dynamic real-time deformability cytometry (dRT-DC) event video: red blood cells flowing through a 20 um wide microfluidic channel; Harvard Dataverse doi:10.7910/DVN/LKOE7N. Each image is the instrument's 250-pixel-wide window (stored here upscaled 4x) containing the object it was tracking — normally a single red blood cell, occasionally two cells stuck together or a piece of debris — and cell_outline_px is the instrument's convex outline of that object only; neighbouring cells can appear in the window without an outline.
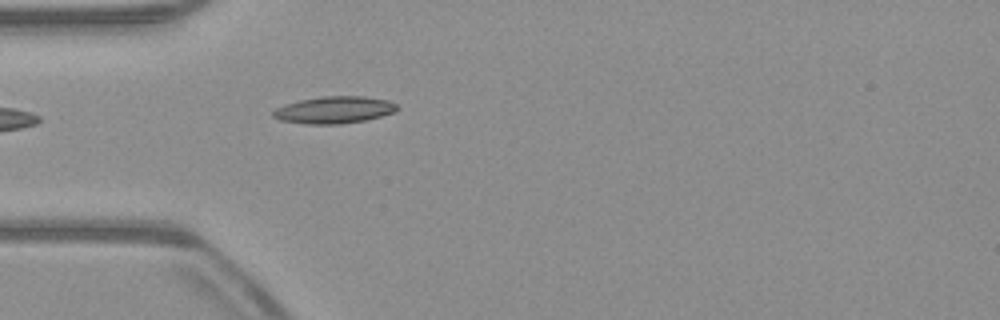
{"species": "common noctule bat (a hibernating species)", "species_latin": "Nyctalus noctula", "temperature_condition": "warm", "stored_images_in_passage": 33, "camera_frame_rate_fps": 3000, "um_per_image_px": 0.085, "animal": {"sex": "male", "body_mass_g": 23.1, "forearm_length_mm": 52.7}, "frame": {"image": 1, "passage_image": 1, "time_ms": 0.0, "image_size_px": [1000, 320], "cell_outline_px": [[400, 108], [396, 112], [364, 120], [340, 124], [304, 124], [280, 120], [272, 116], [272, 112], [276, 108], [284, 104], [300, 100], [320, 96], [364, 96], [388, 100], [396, 104]], "centroid_in_image_um": [28.4, 9.34], "position_along_channel_um": 56.6, "area_um2": 19.65}}
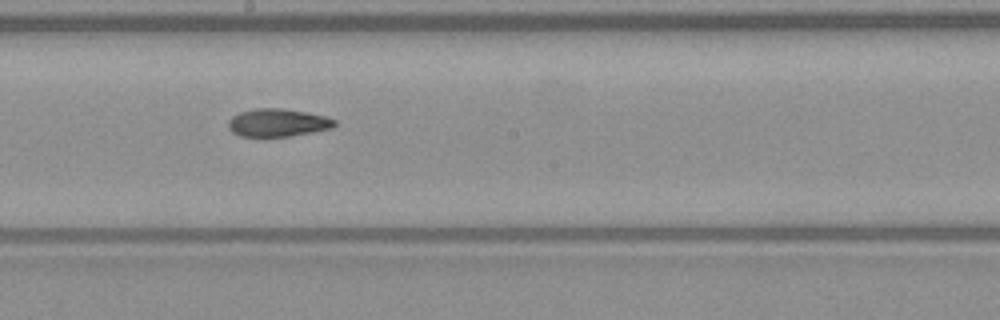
{"frame": {"image": 2, "passage_image": 14, "time_ms": 4.333, "image_size_px": [1000, 320], "cell_outline_px": [[336, 124], [332, 128], [312, 132], [288, 136], [240, 136], [232, 132], [228, 128], [228, 120], [232, 116], [240, 112], [256, 108], [280, 108], [304, 112], [324, 116], [336, 120]], "centroid_in_image_um": [23.57, 10.43], "position_along_channel_um": 224.6, "area_um2": 17.11}}
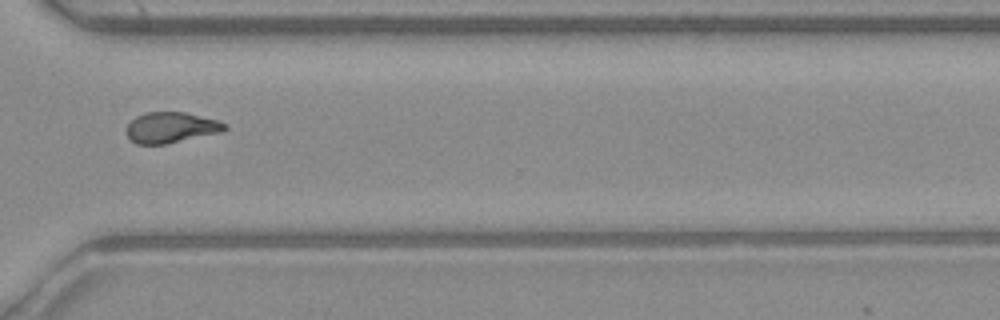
{"frame": {"image": 3, "passage_image": 24, "time_ms": 7.667, "image_size_px": [1000, 320], "cell_outline_px": [[228, 128], [220, 132], [168, 144], [136, 144], [128, 136], [128, 124], [136, 116], [144, 112], [184, 112], [216, 120], [228, 124]], "centroid_in_image_um": [14.55, 10.84], "position_along_channel_um": 356.1, "area_um2": 17.46}, "authors_computed_cell_mechanics": {"area_um2": 17.629, "velocity_mm_per_s": 3.9492, "shape_relaxation_time_tau1_ms": 5.9979, "shape_relaxation_time_tau2_ms": 10.7672, "deformation_change_tau1": 0.2003, "deformation_change_tau2": 0.1936}}